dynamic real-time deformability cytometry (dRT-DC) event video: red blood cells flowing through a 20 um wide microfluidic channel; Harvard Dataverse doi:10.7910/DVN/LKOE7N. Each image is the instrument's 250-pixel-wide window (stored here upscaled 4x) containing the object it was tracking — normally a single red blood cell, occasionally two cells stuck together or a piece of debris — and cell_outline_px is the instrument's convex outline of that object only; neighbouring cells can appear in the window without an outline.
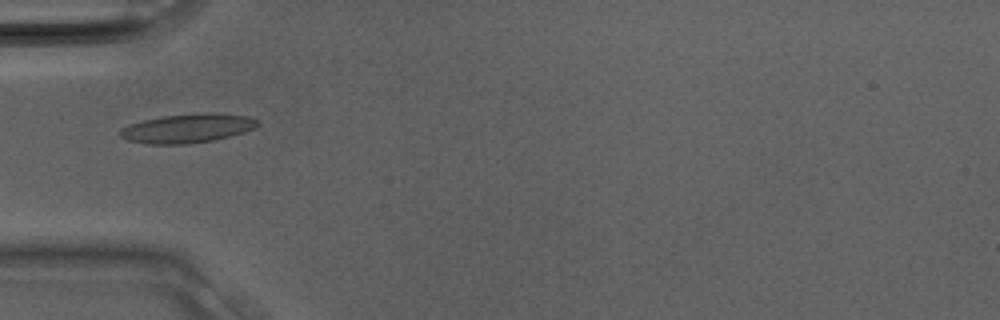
{"species": "Egyptian fruit bat (a non-hibernating species)", "species_latin": "Rousettus aegyptiacus", "temperature_condition": "room temperature", "stored_images_in_passage": 23, "camera_frame_rate_fps": 3000, "um_per_image_px": 0.085, "animal": {"sex": "male"}, "frame": {"image": 1, "passage_image": 2, "time_ms": 0.333, "image_size_px": [1000, 320], "cell_outline_px": [[260, 124], [244, 132], [212, 140], [184, 144], [148, 144], [128, 140], [120, 136], [120, 128], [144, 120], [164, 116], [204, 112], [248, 116], [256, 120]], "centroid_in_image_um": [15.91, 10.9], "position_along_channel_um": 69.1, "area_um2": 22.83}}
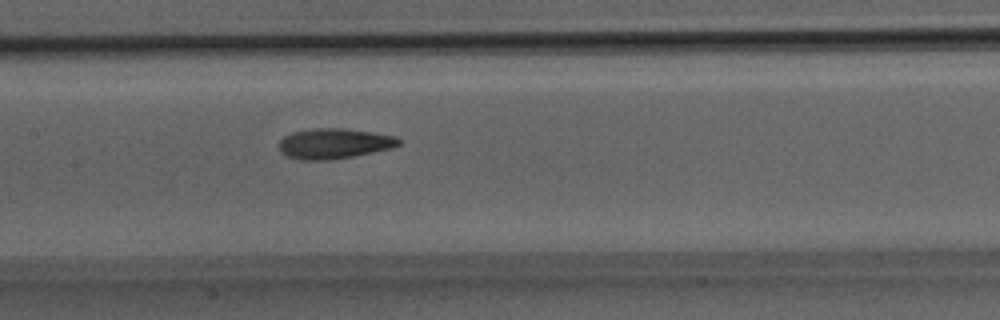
{"frame": {"image": 2, "passage_image": 7, "time_ms": 2.0, "image_size_px": [1000, 320], "cell_outline_px": [[400, 144], [392, 148], [352, 156], [328, 160], [300, 160], [288, 156], [280, 152], [280, 140], [284, 136], [292, 132], [312, 128], [344, 128], [396, 136], [400, 140]], "centroid_in_image_um": [28.38, 12.19], "position_along_channel_um": 179.0, "area_um2": 21.04}}
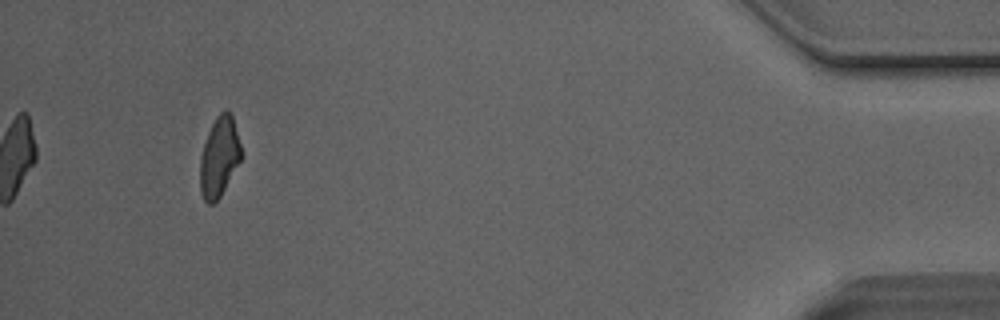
{"frame": {"image": 3, "passage_image": 21, "time_ms": 6.667, "image_size_px": [1000, 320], "cell_outline_px": [[244, 156], [220, 196], [212, 204], [208, 204], [204, 200], [200, 192], [200, 156], [208, 132], [216, 116], [220, 112], [232, 112]], "centroid_in_image_um": [18.66, 13.33], "position_along_channel_um": 416.5, "area_um2": 19.36}}